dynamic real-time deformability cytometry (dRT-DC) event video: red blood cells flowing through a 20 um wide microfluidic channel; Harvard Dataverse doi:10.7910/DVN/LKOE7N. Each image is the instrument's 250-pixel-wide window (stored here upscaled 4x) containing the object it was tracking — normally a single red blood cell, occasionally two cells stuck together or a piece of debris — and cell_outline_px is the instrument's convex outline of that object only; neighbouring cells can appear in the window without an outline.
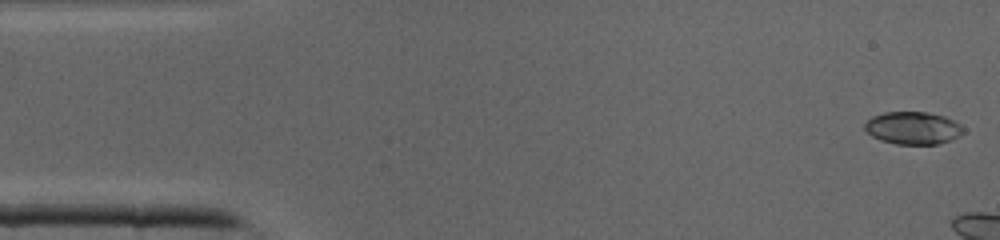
{"species": "common noctule bat (a hibernating species)", "species_latin": "Nyctalus noctula", "temperature_condition": "cold", "stored_images_in_passage": 5, "camera_frame_rate_fps": 3000, "um_per_image_px": 0.085, "animal": {"sex": "male", "body_mass_g": 19.0, "forearm_length_mm": 50.8}, "frame": {"image": 1, "passage_image": 1, "time_ms": 0.0, "image_size_px": [1000, 240], "cell_outline_px": [[964, 132], [960, 136], [936, 144], [896, 144], [880, 140], [872, 136], [864, 128], [864, 124], [872, 116], [884, 112], [928, 112], [944, 116], [960, 124], [964, 128]], "centroid_in_image_um": [77.59, 10.87], "position_along_channel_um": 7.4, "area_um2": 18.67}}